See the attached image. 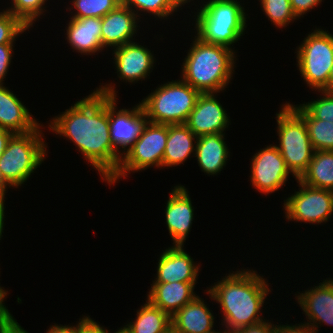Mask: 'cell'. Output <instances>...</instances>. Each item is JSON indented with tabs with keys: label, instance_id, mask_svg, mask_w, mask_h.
Returning a JSON list of instances; mask_svg holds the SVG:
<instances>
[{
	"label": "cell",
	"instance_id": "cell-1",
	"mask_svg": "<svg viewBox=\"0 0 333 333\" xmlns=\"http://www.w3.org/2000/svg\"><path fill=\"white\" fill-rule=\"evenodd\" d=\"M114 86H99L65 112L51 119L50 129L68 138L107 182L118 170L122 155L113 147L109 131V96Z\"/></svg>",
	"mask_w": 333,
	"mask_h": 333
},
{
	"label": "cell",
	"instance_id": "cell-2",
	"mask_svg": "<svg viewBox=\"0 0 333 333\" xmlns=\"http://www.w3.org/2000/svg\"><path fill=\"white\" fill-rule=\"evenodd\" d=\"M207 290L223 312V323L229 332L264 321L261 314L269 294L266 280L253 270H239L223 277Z\"/></svg>",
	"mask_w": 333,
	"mask_h": 333
},
{
	"label": "cell",
	"instance_id": "cell-3",
	"mask_svg": "<svg viewBox=\"0 0 333 333\" xmlns=\"http://www.w3.org/2000/svg\"><path fill=\"white\" fill-rule=\"evenodd\" d=\"M194 40L183 63L182 80L200 93L223 91L232 78L236 52L197 36Z\"/></svg>",
	"mask_w": 333,
	"mask_h": 333
},
{
	"label": "cell",
	"instance_id": "cell-4",
	"mask_svg": "<svg viewBox=\"0 0 333 333\" xmlns=\"http://www.w3.org/2000/svg\"><path fill=\"white\" fill-rule=\"evenodd\" d=\"M196 16L197 37L228 48L240 39L247 26L244 7L237 0H208Z\"/></svg>",
	"mask_w": 333,
	"mask_h": 333
},
{
	"label": "cell",
	"instance_id": "cell-5",
	"mask_svg": "<svg viewBox=\"0 0 333 333\" xmlns=\"http://www.w3.org/2000/svg\"><path fill=\"white\" fill-rule=\"evenodd\" d=\"M40 126L27 133H14L0 157V185L21 186L44 161L46 145Z\"/></svg>",
	"mask_w": 333,
	"mask_h": 333
},
{
	"label": "cell",
	"instance_id": "cell-6",
	"mask_svg": "<svg viewBox=\"0 0 333 333\" xmlns=\"http://www.w3.org/2000/svg\"><path fill=\"white\" fill-rule=\"evenodd\" d=\"M201 93L183 80L161 84L140 103L149 122L186 123Z\"/></svg>",
	"mask_w": 333,
	"mask_h": 333
},
{
	"label": "cell",
	"instance_id": "cell-7",
	"mask_svg": "<svg viewBox=\"0 0 333 333\" xmlns=\"http://www.w3.org/2000/svg\"><path fill=\"white\" fill-rule=\"evenodd\" d=\"M279 145H275L287 169L299 179L307 170L315 152L304 119L288 104L276 113Z\"/></svg>",
	"mask_w": 333,
	"mask_h": 333
},
{
	"label": "cell",
	"instance_id": "cell-8",
	"mask_svg": "<svg viewBox=\"0 0 333 333\" xmlns=\"http://www.w3.org/2000/svg\"><path fill=\"white\" fill-rule=\"evenodd\" d=\"M297 49V66L302 78L313 90L323 91L333 66V35L315 29Z\"/></svg>",
	"mask_w": 333,
	"mask_h": 333
},
{
	"label": "cell",
	"instance_id": "cell-9",
	"mask_svg": "<svg viewBox=\"0 0 333 333\" xmlns=\"http://www.w3.org/2000/svg\"><path fill=\"white\" fill-rule=\"evenodd\" d=\"M168 137V125L147 122L134 145L122 156L116 173L107 181L113 185L128 172L144 170L150 166L162 168L163 155Z\"/></svg>",
	"mask_w": 333,
	"mask_h": 333
},
{
	"label": "cell",
	"instance_id": "cell-10",
	"mask_svg": "<svg viewBox=\"0 0 333 333\" xmlns=\"http://www.w3.org/2000/svg\"><path fill=\"white\" fill-rule=\"evenodd\" d=\"M300 190L284 201L285 217L290 221L319 224L333 214V191L315 188L296 179Z\"/></svg>",
	"mask_w": 333,
	"mask_h": 333
},
{
	"label": "cell",
	"instance_id": "cell-11",
	"mask_svg": "<svg viewBox=\"0 0 333 333\" xmlns=\"http://www.w3.org/2000/svg\"><path fill=\"white\" fill-rule=\"evenodd\" d=\"M116 97L109 96V131L114 149L123 156L140 137L148 119L141 103L131 110L117 111ZM119 148L124 150L123 154Z\"/></svg>",
	"mask_w": 333,
	"mask_h": 333
},
{
	"label": "cell",
	"instance_id": "cell-12",
	"mask_svg": "<svg viewBox=\"0 0 333 333\" xmlns=\"http://www.w3.org/2000/svg\"><path fill=\"white\" fill-rule=\"evenodd\" d=\"M251 164V183L264 194L272 193L285 185L291 173L281 153L275 145H269L253 155Z\"/></svg>",
	"mask_w": 333,
	"mask_h": 333
},
{
	"label": "cell",
	"instance_id": "cell-13",
	"mask_svg": "<svg viewBox=\"0 0 333 333\" xmlns=\"http://www.w3.org/2000/svg\"><path fill=\"white\" fill-rule=\"evenodd\" d=\"M215 96L216 93H201L185 123L197 137L223 133L228 128L229 117Z\"/></svg>",
	"mask_w": 333,
	"mask_h": 333
},
{
	"label": "cell",
	"instance_id": "cell-14",
	"mask_svg": "<svg viewBox=\"0 0 333 333\" xmlns=\"http://www.w3.org/2000/svg\"><path fill=\"white\" fill-rule=\"evenodd\" d=\"M113 49L117 76L121 80L130 83L137 82L145 79L152 72L155 57L151 50L149 51L135 41Z\"/></svg>",
	"mask_w": 333,
	"mask_h": 333
},
{
	"label": "cell",
	"instance_id": "cell-15",
	"mask_svg": "<svg viewBox=\"0 0 333 333\" xmlns=\"http://www.w3.org/2000/svg\"><path fill=\"white\" fill-rule=\"evenodd\" d=\"M166 204V224L174 246H184L194 215L191 198L184 186H175Z\"/></svg>",
	"mask_w": 333,
	"mask_h": 333
},
{
	"label": "cell",
	"instance_id": "cell-16",
	"mask_svg": "<svg viewBox=\"0 0 333 333\" xmlns=\"http://www.w3.org/2000/svg\"><path fill=\"white\" fill-rule=\"evenodd\" d=\"M199 264L184 251L183 246H172L162 252L158 261L157 278L153 283H196Z\"/></svg>",
	"mask_w": 333,
	"mask_h": 333
},
{
	"label": "cell",
	"instance_id": "cell-17",
	"mask_svg": "<svg viewBox=\"0 0 333 333\" xmlns=\"http://www.w3.org/2000/svg\"><path fill=\"white\" fill-rule=\"evenodd\" d=\"M300 294V295H299ZM296 296L299 306L305 312L307 322L318 332V326L321 323L333 326V280L331 278L319 283L318 286L299 293ZM312 322V323H311ZM318 322V323H317Z\"/></svg>",
	"mask_w": 333,
	"mask_h": 333
},
{
	"label": "cell",
	"instance_id": "cell-18",
	"mask_svg": "<svg viewBox=\"0 0 333 333\" xmlns=\"http://www.w3.org/2000/svg\"><path fill=\"white\" fill-rule=\"evenodd\" d=\"M139 14L120 4L101 18V42L103 47H120L133 42L138 27ZM132 40V41H131Z\"/></svg>",
	"mask_w": 333,
	"mask_h": 333
},
{
	"label": "cell",
	"instance_id": "cell-19",
	"mask_svg": "<svg viewBox=\"0 0 333 333\" xmlns=\"http://www.w3.org/2000/svg\"><path fill=\"white\" fill-rule=\"evenodd\" d=\"M40 123L7 87L0 84V128L13 133H27L36 130Z\"/></svg>",
	"mask_w": 333,
	"mask_h": 333
},
{
	"label": "cell",
	"instance_id": "cell-20",
	"mask_svg": "<svg viewBox=\"0 0 333 333\" xmlns=\"http://www.w3.org/2000/svg\"><path fill=\"white\" fill-rule=\"evenodd\" d=\"M152 284L150 292L147 294V300L171 317L196 297L193 292L196 283L167 282Z\"/></svg>",
	"mask_w": 333,
	"mask_h": 333
},
{
	"label": "cell",
	"instance_id": "cell-21",
	"mask_svg": "<svg viewBox=\"0 0 333 333\" xmlns=\"http://www.w3.org/2000/svg\"><path fill=\"white\" fill-rule=\"evenodd\" d=\"M66 29L67 42L81 55H91L104 49L101 42V18L72 17Z\"/></svg>",
	"mask_w": 333,
	"mask_h": 333
},
{
	"label": "cell",
	"instance_id": "cell-22",
	"mask_svg": "<svg viewBox=\"0 0 333 333\" xmlns=\"http://www.w3.org/2000/svg\"><path fill=\"white\" fill-rule=\"evenodd\" d=\"M214 314L197 295L171 317L178 333H207L214 327Z\"/></svg>",
	"mask_w": 333,
	"mask_h": 333
},
{
	"label": "cell",
	"instance_id": "cell-23",
	"mask_svg": "<svg viewBox=\"0 0 333 333\" xmlns=\"http://www.w3.org/2000/svg\"><path fill=\"white\" fill-rule=\"evenodd\" d=\"M225 133L209 134L198 137L195 153L197 162L203 172L216 175L226 165L229 157L228 147L224 141Z\"/></svg>",
	"mask_w": 333,
	"mask_h": 333
},
{
	"label": "cell",
	"instance_id": "cell-24",
	"mask_svg": "<svg viewBox=\"0 0 333 333\" xmlns=\"http://www.w3.org/2000/svg\"><path fill=\"white\" fill-rule=\"evenodd\" d=\"M197 139L198 137L185 123L168 125V137L162 167L183 164L191 153L195 151ZM194 141L195 144H193Z\"/></svg>",
	"mask_w": 333,
	"mask_h": 333
},
{
	"label": "cell",
	"instance_id": "cell-25",
	"mask_svg": "<svg viewBox=\"0 0 333 333\" xmlns=\"http://www.w3.org/2000/svg\"><path fill=\"white\" fill-rule=\"evenodd\" d=\"M299 180L311 187L333 191V151L316 150Z\"/></svg>",
	"mask_w": 333,
	"mask_h": 333
},
{
	"label": "cell",
	"instance_id": "cell-26",
	"mask_svg": "<svg viewBox=\"0 0 333 333\" xmlns=\"http://www.w3.org/2000/svg\"><path fill=\"white\" fill-rule=\"evenodd\" d=\"M136 315L134 322L123 327L127 333H161L172 325L171 316L153 306L148 300Z\"/></svg>",
	"mask_w": 333,
	"mask_h": 333
},
{
	"label": "cell",
	"instance_id": "cell-27",
	"mask_svg": "<svg viewBox=\"0 0 333 333\" xmlns=\"http://www.w3.org/2000/svg\"><path fill=\"white\" fill-rule=\"evenodd\" d=\"M288 104L304 119L314 150L333 151V122L314 119L300 105Z\"/></svg>",
	"mask_w": 333,
	"mask_h": 333
},
{
	"label": "cell",
	"instance_id": "cell-28",
	"mask_svg": "<svg viewBox=\"0 0 333 333\" xmlns=\"http://www.w3.org/2000/svg\"><path fill=\"white\" fill-rule=\"evenodd\" d=\"M190 1L191 0H121V4L130 8L136 15L139 11H146L160 19H164Z\"/></svg>",
	"mask_w": 333,
	"mask_h": 333
},
{
	"label": "cell",
	"instance_id": "cell-29",
	"mask_svg": "<svg viewBox=\"0 0 333 333\" xmlns=\"http://www.w3.org/2000/svg\"><path fill=\"white\" fill-rule=\"evenodd\" d=\"M75 8L73 18L104 17L108 12L116 9L121 0H72Z\"/></svg>",
	"mask_w": 333,
	"mask_h": 333
},
{
	"label": "cell",
	"instance_id": "cell-30",
	"mask_svg": "<svg viewBox=\"0 0 333 333\" xmlns=\"http://www.w3.org/2000/svg\"><path fill=\"white\" fill-rule=\"evenodd\" d=\"M260 4L268 20L276 27H286L293 20H297L291 9L290 0H260Z\"/></svg>",
	"mask_w": 333,
	"mask_h": 333
},
{
	"label": "cell",
	"instance_id": "cell-31",
	"mask_svg": "<svg viewBox=\"0 0 333 333\" xmlns=\"http://www.w3.org/2000/svg\"><path fill=\"white\" fill-rule=\"evenodd\" d=\"M48 0H12V8L8 11L17 17L27 28H31L40 17L45 2ZM43 5V6H42Z\"/></svg>",
	"mask_w": 333,
	"mask_h": 333
},
{
	"label": "cell",
	"instance_id": "cell-32",
	"mask_svg": "<svg viewBox=\"0 0 333 333\" xmlns=\"http://www.w3.org/2000/svg\"><path fill=\"white\" fill-rule=\"evenodd\" d=\"M29 30L17 17L6 11L0 12V44H13L18 35Z\"/></svg>",
	"mask_w": 333,
	"mask_h": 333
},
{
	"label": "cell",
	"instance_id": "cell-33",
	"mask_svg": "<svg viewBox=\"0 0 333 333\" xmlns=\"http://www.w3.org/2000/svg\"><path fill=\"white\" fill-rule=\"evenodd\" d=\"M321 92L324 96L300 106L314 119L333 122V92Z\"/></svg>",
	"mask_w": 333,
	"mask_h": 333
},
{
	"label": "cell",
	"instance_id": "cell-34",
	"mask_svg": "<svg viewBox=\"0 0 333 333\" xmlns=\"http://www.w3.org/2000/svg\"><path fill=\"white\" fill-rule=\"evenodd\" d=\"M14 44H0V84L9 70Z\"/></svg>",
	"mask_w": 333,
	"mask_h": 333
},
{
	"label": "cell",
	"instance_id": "cell-35",
	"mask_svg": "<svg viewBox=\"0 0 333 333\" xmlns=\"http://www.w3.org/2000/svg\"><path fill=\"white\" fill-rule=\"evenodd\" d=\"M322 0H290L291 9L298 18L318 6Z\"/></svg>",
	"mask_w": 333,
	"mask_h": 333
},
{
	"label": "cell",
	"instance_id": "cell-36",
	"mask_svg": "<svg viewBox=\"0 0 333 333\" xmlns=\"http://www.w3.org/2000/svg\"><path fill=\"white\" fill-rule=\"evenodd\" d=\"M77 333H109L103 326L97 324L94 320L87 317L79 319L77 323Z\"/></svg>",
	"mask_w": 333,
	"mask_h": 333
},
{
	"label": "cell",
	"instance_id": "cell-37",
	"mask_svg": "<svg viewBox=\"0 0 333 333\" xmlns=\"http://www.w3.org/2000/svg\"><path fill=\"white\" fill-rule=\"evenodd\" d=\"M230 333H275V325L271 324V322H266L264 319L262 322L234 330Z\"/></svg>",
	"mask_w": 333,
	"mask_h": 333
},
{
	"label": "cell",
	"instance_id": "cell-38",
	"mask_svg": "<svg viewBox=\"0 0 333 333\" xmlns=\"http://www.w3.org/2000/svg\"><path fill=\"white\" fill-rule=\"evenodd\" d=\"M275 333H318L306 322L297 325H276Z\"/></svg>",
	"mask_w": 333,
	"mask_h": 333
},
{
	"label": "cell",
	"instance_id": "cell-39",
	"mask_svg": "<svg viewBox=\"0 0 333 333\" xmlns=\"http://www.w3.org/2000/svg\"><path fill=\"white\" fill-rule=\"evenodd\" d=\"M5 296L0 294V333H4L15 321L9 310L4 305Z\"/></svg>",
	"mask_w": 333,
	"mask_h": 333
},
{
	"label": "cell",
	"instance_id": "cell-40",
	"mask_svg": "<svg viewBox=\"0 0 333 333\" xmlns=\"http://www.w3.org/2000/svg\"><path fill=\"white\" fill-rule=\"evenodd\" d=\"M47 333H77V325L69 326V325H52L48 329Z\"/></svg>",
	"mask_w": 333,
	"mask_h": 333
},
{
	"label": "cell",
	"instance_id": "cell-41",
	"mask_svg": "<svg viewBox=\"0 0 333 333\" xmlns=\"http://www.w3.org/2000/svg\"><path fill=\"white\" fill-rule=\"evenodd\" d=\"M14 133L10 130L0 128V157L6 149L9 139Z\"/></svg>",
	"mask_w": 333,
	"mask_h": 333
},
{
	"label": "cell",
	"instance_id": "cell-42",
	"mask_svg": "<svg viewBox=\"0 0 333 333\" xmlns=\"http://www.w3.org/2000/svg\"><path fill=\"white\" fill-rule=\"evenodd\" d=\"M4 333H28L15 320Z\"/></svg>",
	"mask_w": 333,
	"mask_h": 333
},
{
	"label": "cell",
	"instance_id": "cell-43",
	"mask_svg": "<svg viewBox=\"0 0 333 333\" xmlns=\"http://www.w3.org/2000/svg\"><path fill=\"white\" fill-rule=\"evenodd\" d=\"M4 198H5V195L0 199V240H1V237H2V232H3V226H4Z\"/></svg>",
	"mask_w": 333,
	"mask_h": 333
},
{
	"label": "cell",
	"instance_id": "cell-44",
	"mask_svg": "<svg viewBox=\"0 0 333 333\" xmlns=\"http://www.w3.org/2000/svg\"><path fill=\"white\" fill-rule=\"evenodd\" d=\"M323 91L333 92V66H332L331 73H330V76L328 79V86Z\"/></svg>",
	"mask_w": 333,
	"mask_h": 333
},
{
	"label": "cell",
	"instance_id": "cell-45",
	"mask_svg": "<svg viewBox=\"0 0 333 333\" xmlns=\"http://www.w3.org/2000/svg\"><path fill=\"white\" fill-rule=\"evenodd\" d=\"M161 333H178L176 331V329L171 325L170 327H168L165 331L161 332Z\"/></svg>",
	"mask_w": 333,
	"mask_h": 333
},
{
	"label": "cell",
	"instance_id": "cell-46",
	"mask_svg": "<svg viewBox=\"0 0 333 333\" xmlns=\"http://www.w3.org/2000/svg\"><path fill=\"white\" fill-rule=\"evenodd\" d=\"M7 190H5L1 185H0V199L5 195Z\"/></svg>",
	"mask_w": 333,
	"mask_h": 333
},
{
	"label": "cell",
	"instance_id": "cell-47",
	"mask_svg": "<svg viewBox=\"0 0 333 333\" xmlns=\"http://www.w3.org/2000/svg\"><path fill=\"white\" fill-rule=\"evenodd\" d=\"M207 333H230L227 329H225V331H223V332H217V331H215L214 329L213 330H211L210 332H207Z\"/></svg>",
	"mask_w": 333,
	"mask_h": 333
},
{
	"label": "cell",
	"instance_id": "cell-48",
	"mask_svg": "<svg viewBox=\"0 0 333 333\" xmlns=\"http://www.w3.org/2000/svg\"><path fill=\"white\" fill-rule=\"evenodd\" d=\"M7 292L8 291H6L2 287H0V294L4 295L6 297L7 296Z\"/></svg>",
	"mask_w": 333,
	"mask_h": 333
},
{
	"label": "cell",
	"instance_id": "cell-49",
	"mask_svg": "<svg viewBox=\"0 0 333 333\" xmlns=\"http://www.w3.org/2000/svg\"><path fill=\"white\" fill-rule=\"evenodd\" d=\"M114 333H127L122 327Z\"/></svg>",
	"mask_w": 333,
	"mask_h": 333
}]
</instances>
